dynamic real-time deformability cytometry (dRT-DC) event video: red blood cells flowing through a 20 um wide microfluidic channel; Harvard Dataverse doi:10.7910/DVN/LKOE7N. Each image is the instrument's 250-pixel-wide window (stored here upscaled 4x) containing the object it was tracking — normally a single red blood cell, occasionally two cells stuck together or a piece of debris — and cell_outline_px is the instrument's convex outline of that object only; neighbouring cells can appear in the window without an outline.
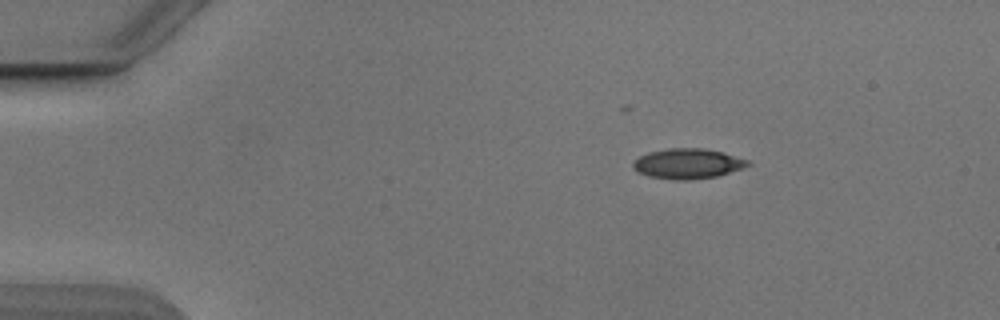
{"species": "Egyptian fruit bat (a non-hibernating species)", "species_latin": "Rousettus aegyptiacus", "temperature_condition": "cold", "stored_images_in_passage": 23, "camera_frame_rate_fps": 3000, "um_per_image_px": 0.085, "animal": {"sex": "male"}, "frame": {"image": 1, "passage_image": 1, "time_ms": 0.0, "image_size_px": [1000, 320], "cell_outline_px": [[752, 164], [744, 168], [716, 176], [692, 180], [676, 180], [648, 176], [636, 172], [632, 168], [632, 164], [640, 156], [648, 152], [668, 148], [704, 148], [724, 152], [748, 160]], "centroid_in_image_um": [58.46, 13.91], "position_along_channel_um": 26.5, "area_um2": 20.35}}
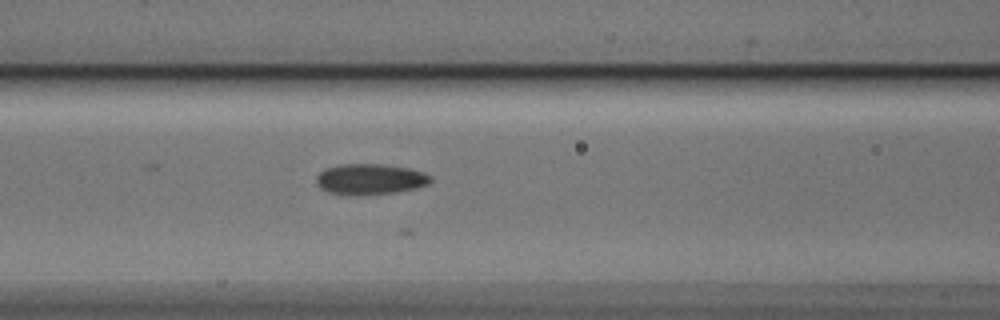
{"frame": {"image": 2, "passage_image": 15, "time_ms": 4.667, "image_size_px": [1000, 320], "cell_outline_px": [[432, 180], [428, 184], [416, 188], [396, 192], [328, 192], [320, 188], [316, 184], [316, 176], [324, 168], [340, 164], [384, 164], [408, 168], [424, 172], [432, 176]], "centroid_in_image_um": [31.49, 15.17], "position_along_channel_um": 135.1, "area_um2": 19.77}}
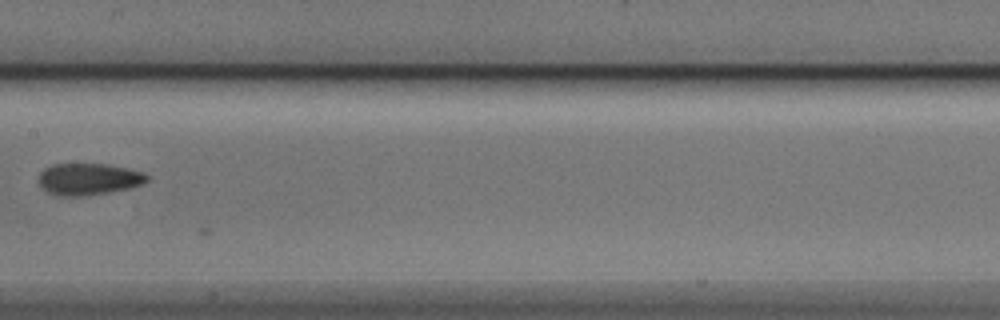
{"frame": {"image": 3, "passage_image": 20, "time_ms": 6.333, "image_size_px": [1000, 320], "cell_outline_px": [[148, 180], [144, 184], [132, 188], [88, 196], [56, 196], [48, 192], [40, 184], [40, 172], [44, 168], [52, 164], [104, 164], [128, 168], [144, 172], [148, 176]], "centroid_in_image_um": [7.57, 15.23], "position_along_channel_um": 199.8, "area_um2": 20.23}}